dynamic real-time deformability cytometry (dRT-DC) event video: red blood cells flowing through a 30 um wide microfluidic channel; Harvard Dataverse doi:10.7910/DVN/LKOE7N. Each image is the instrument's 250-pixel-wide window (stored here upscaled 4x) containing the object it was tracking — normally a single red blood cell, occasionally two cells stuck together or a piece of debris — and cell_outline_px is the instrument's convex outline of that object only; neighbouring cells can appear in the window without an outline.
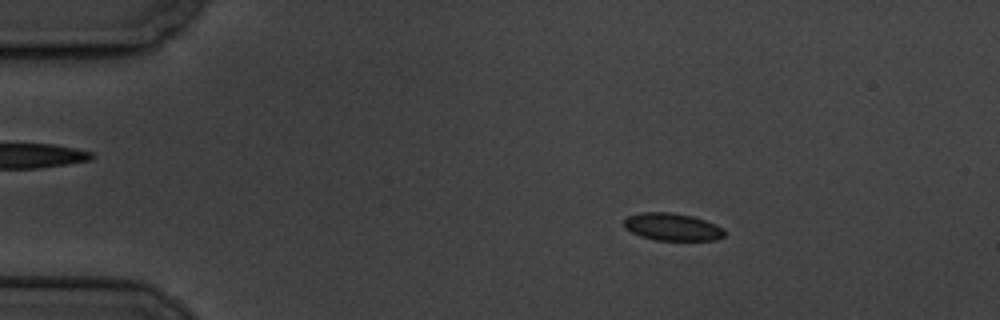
{"species": "common noctule bat (a hibernating species)", "species_latin": "Nyctalus noctula", "temperature_condition": "cold", "stored_images_in_passage": 58, "camera_frame_rate_fps": 3000, "um_per_image_px": 0.085, "animal": {"sex": "male", "body_mass_g": 19.5, "forearm_length_mm": 54.6}, "frame": {"image": 1, "passage_image": 10, "time_ms": 3.0, "image_size_px": [1000, 320], "cell_outline_px": [[724, 236], [716, 240], [656, 240], [640, 236], [624, 228], [624, 220], [628, 216], [640, 212], [672, 212], [692, 216], [716, 224], [724, 228]], "centroid_in_image_um": [57.14, 19.28], "position_along_channel_um": 27.9, "area_um2": 16.13}}
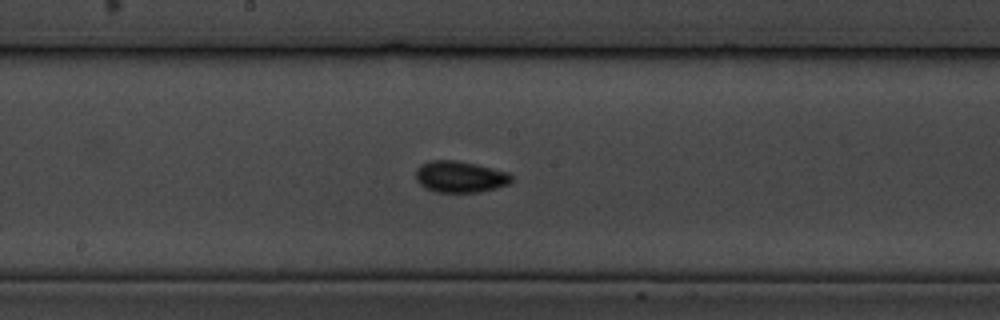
{"frame": {"image": 2, "passage_image": 31, "time_ms": 10.0, "image_size_px": [1000, 320], "cell_outline_px": [[512, 180], [508, 184], [496, 188], [480, 192], [436, 192], [424, 188], [416, 180], [416, 168], [420, 164], [428, 160], [456, 160], [476, 164], [508, 172], [512, 176]], "centroid_in_image_um": [39.07, 15.02], "position_along_channel_um": 209.1, "area_um2": 17.69}}
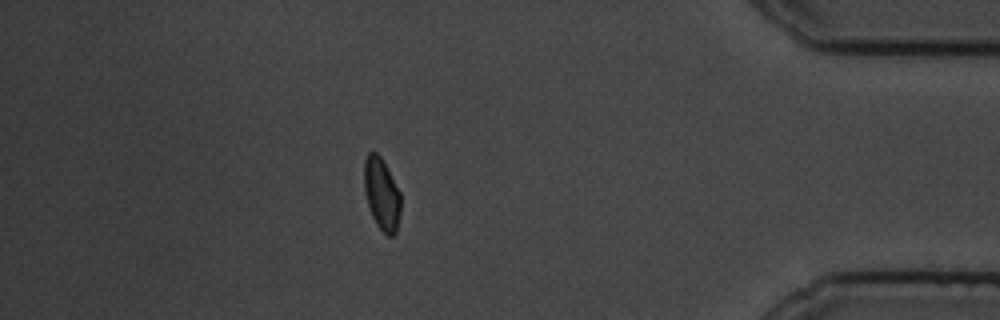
{"frame": {"image": 3, "passage_image": 51, "time_ms": 16.667, "image_size_px": [1000, 320], "cell_outline_px": [[400, 212], [396, 232], [392, 236], [388, 236], [376, 224], [372, 216], [364, 192], [364, 160], [368, 152], [376, 152], [380, 156], [400, 192]], "centroid_in_image_um": [32.43, 16.49], "position_along_channel_um": 402.8, "area_um2": 15.2}, "authors_computed_cell_mechanics": {"area_um2": 16.0973, "velocity_mm_per_s": 3.4827, "shape_relaxation_time_tau1_ms": 2.473, "shape_relaxation_time_tau2_ms": 1.9918, "deformation_change_tau1": 0.0746, "deformation_change_tau2": 0.0484}}